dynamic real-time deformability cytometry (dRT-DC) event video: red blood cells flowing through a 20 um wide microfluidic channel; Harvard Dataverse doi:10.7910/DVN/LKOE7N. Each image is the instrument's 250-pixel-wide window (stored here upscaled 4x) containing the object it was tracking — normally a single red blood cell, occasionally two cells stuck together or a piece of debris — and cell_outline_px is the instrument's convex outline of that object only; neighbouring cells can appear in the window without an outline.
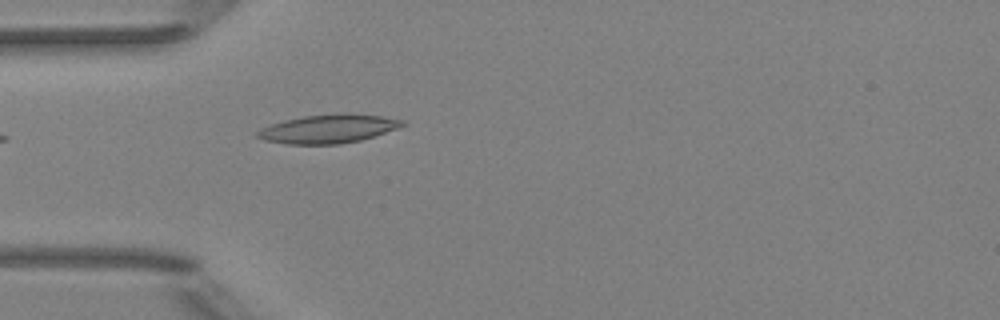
{"species": "Egyptian fruit bat (a non-hibernating species)", "species_latin": "Rousettus aegyptiacus", "temperature_condition": "room temperature", "stored_images_in_passage": 6, "camera_frame_rate_fps": 3000, "um_per_image_px": 0.085, "animal": {"sex": "female"}, "frame": {"image": 1, "passage_image": 6, "time_ms": 6.667, "image_size_px": [1000, 320], "cell_outline_px": [[408, 124], [400, 128], [360, 140], [340, 144], [288, 144], [264, 140], [256, 136], [256, 132], [260, 128], [284, 120], [304, 116], [340, 112], [348, 112], [380, 116], [404, 120]], "centroid_in_image_um": [27.94, 10.93], "position_along_channel_um": 57.1, "area_um2": 24.45}}